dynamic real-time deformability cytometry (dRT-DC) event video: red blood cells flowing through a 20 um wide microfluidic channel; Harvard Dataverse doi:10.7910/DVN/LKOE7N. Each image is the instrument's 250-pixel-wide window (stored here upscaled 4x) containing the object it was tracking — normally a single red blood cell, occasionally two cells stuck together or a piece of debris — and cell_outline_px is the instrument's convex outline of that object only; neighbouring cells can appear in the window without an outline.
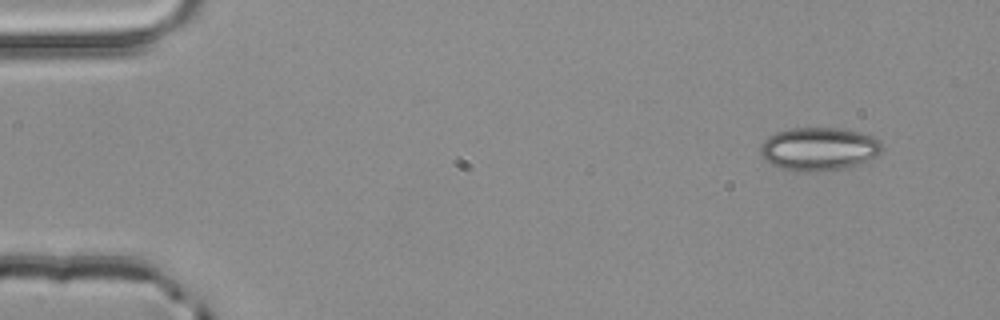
{"species": "common noctule bat (a hibernating species)", "species_latin": "Nyctalus noctula", "temperature_condition": "room temperature", "stored_images_in_passage": 4, "camera_frame_rate_fps": 3000, "um_per_image_px": 0.085, "animal": {"sex": "male", "body_mass_g": 20.4}, "frame": {"image": 1, "passage_image": 1, "time_ms": 0.0, "image_size_px": [1000, 320], "cell_outline_px": [[880, 152], [876, 156], [856, 164], [840, 168], [820, 172], [796, 172], [780, 168], [764, 160], [760, 152], [760, 148], [764, 140], [768, 136], [776, 132], [792, 128], [840, 128], [860, 132], [872, 136], [880, 140]], "centroid_in_image_um": [69.55, 12.66], "position_along_channel_um": 15.4, "area_um2": 30.58}}